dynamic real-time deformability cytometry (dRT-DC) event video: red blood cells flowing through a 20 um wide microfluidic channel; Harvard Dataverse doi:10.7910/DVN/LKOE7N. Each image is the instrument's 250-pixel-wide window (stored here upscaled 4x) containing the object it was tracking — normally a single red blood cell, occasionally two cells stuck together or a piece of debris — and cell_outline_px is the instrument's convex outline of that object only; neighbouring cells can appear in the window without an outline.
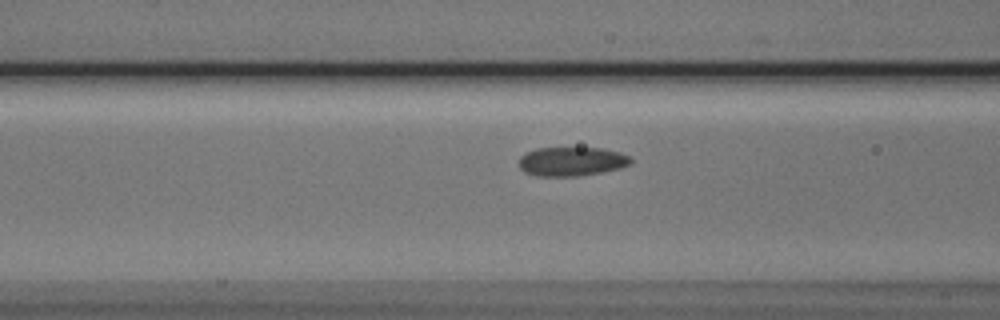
{"species": "Egyptian fruit bat (a non-hibernating species)", "species_latin": "Rousettus aegyptiacus", "temperature_condition": "cold", "stored_images_in_passage": 27, "camera_frame_rate_fps": 3000, "um_per_image_px": 0.085, "animal": {"sex": "male"}, "frame": {"image": 1, "passage_image": 6, "time_ms": 1.667, "image_size_px": [1000, 320], "cell_outline_px": [[632, 164], [620, 168], [580, 176], [536, 176], [524, 172], [520, 168], [520, 156], [536, 148], [600, 148], [620, 152], [632, 156]], "centroid_in_image_um": [48.62, 13.72], "position_along_channel_um": 118.0, "area_um2": 19.02}}
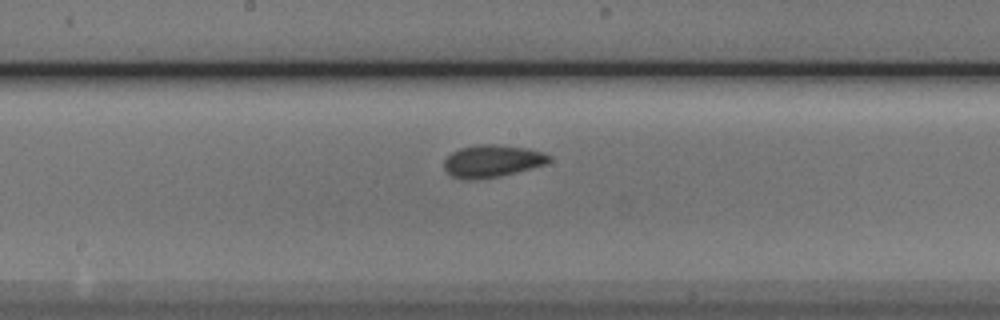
{"frame": {"image": 2, "passage_image": 13, "time_ms": 4.0, "image_size_px": [1000, 320], "cell_outline_px": [[552, 160], [544, 164], [532, 168], [500, 176], [452, 176], [444, 168], [444, 160], [452, 152], [460, 148], [476, 144], [496, 144], [528, 148], [544, 152], [552, 156]], "centroid_in_image_um": [41.92, 13.62], "position_along_channel_um": 206.3, "area_um2": 19.13}}
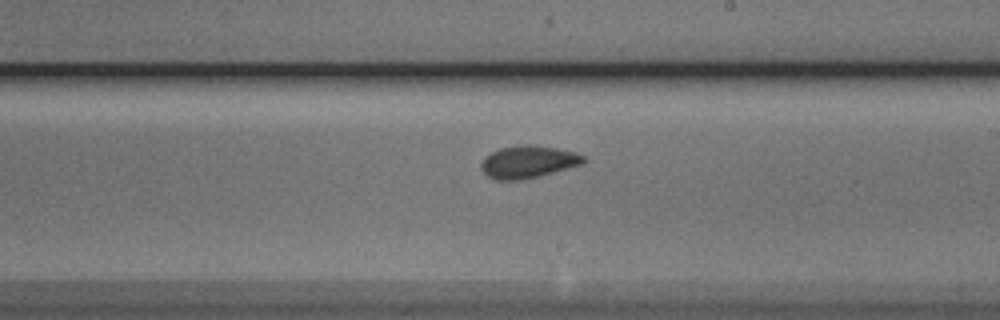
{"frame": {"image": 3, "passage_image": 16, "time_ms": 5.0, "image_size_px": [1000, 320], "cell_outline_px": [[588, 160], [584, 164], [540, 176], [520, 180], [496, 180], [488, 176], [480, 168], [480, 164], [484, 156], [500, 148], [524, 144], [532, 144], [556, 148], [576, 152], [584, 156]], "centroid_in_image_um": [44.91, 13.75], "position_along_channel_um": 244.1, "area_um2": 19.59}, "authors_computed_cell_mechanics": {"area_um2": 19.0162, "velocity_mm_per_s": 3.7784, "shape_relaxation_time_tau1_ms": null, "shape_relaxation_time_tau2_ms": 2.1698, "deformation_change_tau1": null, "deformation_change_tau2": 0.0607}}